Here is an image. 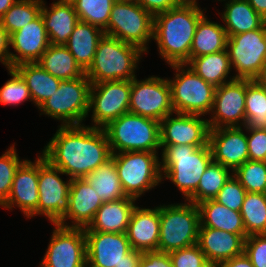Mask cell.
<instances>
[{"label": "cell", "instance_id": "6da1fadb", "mask_svg": "<svg viewBox=\"0 0 266 267\" xmlns=\"http://www.w3.org/2000/svg\"><path fill=\"white\" fill-rule=\"evenodd\" d=\"M57 127L40 154L66 177L85 178L111 158L108 137L103 128L85 124Z\"/></svg>", "mask_w": 266, "mask_h": 267}, {"label": "cell", "instance_id": "7a4b0ae2", "mask_svg": "<svg viewBox=\"0 0 266 267\" xmlns=\"http://www.w3.org/2000/svg\"><path fill=\"white\" fill-rule=\"evenodd\" d=\"M198 5L179 4L154 16L153 41L168 65L186 64L199 20L205 15Z\"/></svg>", "mask_w": 266, "mask_h": 267}, {"label": "cell", "instance_id": "3957f363", "mask_svg": "<svg viewBox=\"0 0 266 267\" xmlns=\"http://www.w3.org/2000/svg\"><path fill=\"white\" fill-rule=\"evenodd\" d=\"M160 153L162 183L170 180L187 201L197 190L203 173L213 161L209 144L169 145Z\"/></svg>", "mask_w": 266, "mask_h": 267}, {"label": "cell", "instance_id": "277c9868", "mask_svg": "<svg viewBox=\"0 0 266 267\" xmlns=\"http://www.w3.org/2000/svg\"><path fill=\"white\" fill-rule=\"evenodd\" d=\"M143 52L137 46L104 35L91 66L85 71L91 84L105 81L132 80L137 76Z\"/></svg>", "mask_w": 266, "mask_h": 267}, {"label": "cell", "instance_id": "5b68a950", "mask_svg": "<svg viewBox=\"0 0 266 267\" xmlns=\"http://www.w3.org/2000/svg\"><path fill=\"white\" fill-rule=\"evenodd\" d=\"M112 154L122 152H159L160 122L133 113H125L105 128Z\"/></svg>", "mask_w": 266, "mask_h": 267}, {"label": "cell", "instance_id": "8992f818", "mask_svg": "<svg viewBox=\"0 0 266 267\" xmlns=\"http://www.w3.org/2000/svg\"><path fill=\"white\" fill-rule=\"evenodd\" d=\"M199 226L200 211L193 202L160 204L158 251L170 253L196 245Z\"/></svg>", "mask_w": 266, "mask_h": 267}, {"label": "cell", "instance_id": "52a82bcc", "mask_svg": "<svg viewBox=\"0 0 266 267\" xmlns=\"http://www.w3.org/2000/svg\"><path fill=\"white\" fill-rule=\"evenodd\" d=\"M159 152L112 154L117 174L127 197L138 200L162 183Z\"/></svg>", "mask_w": 266, "mask_h": 267}, {"label": "cell", "instance_id": "ba28073f", "mask_svg": "<svg viewBox=\"0 0 266 267\" xmlns=\"http://www.w3.org/2000/svg\"><path fill=\"white\" fill-rule=\"evenodd\" d=\"M169 66L175 72L174 78H167L174 112L205 117L209 115L216 87L202 79L187 64Z\"/></svg>", "mask_w": 266, "mask_h": 267}, {"label": "cell", "instance_id": "9c48e42d", "mask_svg": "<svg viewBox=\"0 0 266 267\" xmlns=\"http://www.w3.org/2000/svg\"><path fill=\"white\" fill-rule=\"evenodd\" d=\"M90 86L86 74L71 80H60L56 92L38 107L40 115L58 120L61 126L84 125L89 112Z\"/></svg>", "mask_w": 266, "mask_h": 267}, {"label": "cell", "instance_id": "30bf717a", "mask_svg": "<svg viewBox=\"0 0 266 267\" xmlns=\"http://www.w3.org/2000/svg\"><path fill=\"white\" fill-rule=\"evenodd\" d=\"M154 17L137 2L113 3L105 35L137 46L149 53V43L153 40Z\"/></svg>", "mask_w": 266, "mask_h": 267}, {"label": "cell", "instance_id": "8fae6325", "mask_svg": "<svg viewBox=\"0 0 266 267\" xmlns=\"http://www.w3.org/2000/svg\"><path fill=\"white\" fill-rule=\"evenodd\" d=\"M235 78L254 80L265 65L266 22L256 30L227 39L226 47Z\"/></svg>", "mask_w": 266, "mask_h": 267}, {"label": "cell", "instance_id": "7c38bea8", "mask_svg": "<svg viewBox=\"0 0 266 267\" xmlns=\"http://www.w3.org/2000/svg\"><path fill=\"white\" fill-rule=\"evenodd\" d=\"M131 80L105 81L91 84L89 113L91 127L105 128L111 121L129 112ZM91 111V112H90Z\"/></svg>", "mask_w": 266, "mask_h": 267}, {"label": "cell", "instance_id": "4fadbf2b", "mask_svg": "<svg viewBox=\"0 0 266 267\" xmlns=\"http://www.w3.org/2000/svg\"><path fill=\"white\" fill-rule=\"evenodd\" d=\"M65 175L59 168L52 166L39 153L37 216H45L51 224H57L69 210V190L71 180H63Z\"/></svg>", "mask_w": 266, "mask_h": 267}, {"label": "cell", "instance_id": "5bb4252c", "mask_svg": "<svg viewBox=\"0 0 266 267\" xmlns=\"http://www.w3.org/2000/svg\"><path fill=\"white\" fill-rule=\"evenodd\" d=\"M129 112L161 121L175 113L171 101V89L167 78L148 76L131 80Z\"/></svg>", "mask_w": 266, "mask_h": 267}, {"label": "cell", "instance_id": "9a60e30c", "mask_svg": "<svg viewBox=\"0 0 266 267\" xmlns=\"http://www.w3.org/2000/svg\"><path fill=\"white\" fill-rule=\"evenodd\" d=\"M54 225L40 267H87L84 228Z\"/></svg>", "mask_w": 266, "mask_h": 267}, {"label": "cell", "instance_id": "2e32d148", "mask_svg": "<svg viewBox=\"0 0 266 267\" xmlns=\"http://www.w3.org/2000/svg\"><path fill=\"white\" fill-rule=\"evenodd\" d=\"M245 94L246 79L235 78L216 87L207 119L210 129L245 126Z\"/></svg>", "mask_w": 266, "mask_h": 267}, {"label": "cell", "instance_id": "e0dca14e", "mask_svg": "<svg viewBox=\"0 0 266 267\" xmlns=\"http://www.w3.org/2000/svg\"><path fill=\"white\" fill-rule=\"evenodd\" d=\"M207 119L176 112L167 115L160 121L161 151L169 145H208L210 127Z\"/></svg>", "mask_w": 266, "mask_h": 267}, {"label": "cell", "instance_id": "ac0fdd59", "mask_svg": "<svg viewBox=\"0 0 266 267\" xmlns=\"http://www.w3.org/2000/svg\"><path fill=\"white\" fill-rule=\"evenodd\" d=\"M39 155L34 161L26 159L16 170L8 199L1 205L4 209L19 208L24 217L37 215L39 200Z\"/></svg>", "mask_w": 266, "mask_h": 267}, {"label": "cell", "instance_id": "d6986e66", "mask_svg": "<svg viewBox=\"0 0 266 267\" xmlns=\"http://www.w3.org/2000/svg\"><path fill=\"white\" fill-rule=\"evenodd\" d=\"M208 144L213 162L223 165L232 172L248 160L245 126L210 129Z\"/></svg>", "mask_w": 266, "mask_h": 267}, {"label": "cell", "instance_id": "ffe728a7", "mask_svg": "<svg viewBox=\"0 0 266 267\" xmlns=\"http://www.w3.org/2000/svg\"><path fill=\"white\" fill-rule=\"evenodd\" d=\"M84 232L87 267H117L131 250L126 233Z\"/></svg>", "mask_w": 266, "mask_h": 267}, {"label": "cell", "instance_id": "44dd1931", "mask_svg": "<svg viewBox=\"0 0 266 267\" xmlns=\"http://www.w3.org/2000/svg\"><path fill=\"white\" fill-rule=\"evenodd\" d=\"M49 45L50 42L40 14L36 19L10 35V46L14 51H10L11 68L21 63L37 62Z\"/></svg>", "mask_w": 266, "mask_h": 267}, {"label": "cell", "instance_id": "7402d4cb", "mask_svg": "<svg viewBox=\"0 0 266 267\" xmlns=\"http://www.w3.org/2000/svg\"><path fill=\"white\" fill-rule=\"evenodd\" d=\"M102 204L103 201L95 189L84 178H74L71 180L69 190V210L57 224L86 228L93 221Z\"/></svg>", "mask_w": 266, "mask_h": 267}, {"label": "cell", "instance_id": "603a6c76", "mask_svg": "<svg viewBox=\"0 0 266 267\" xmlns=\"http://www.w3.org/2000/svg\"><path fill=\"white\" fill-rule=\"evenodd\" d=\"M160 230V205L154 208L135 206L126 236L131 249L140 252L158 251Z\"/></svg>", "mask_w": 266, "mask_h": 267}, {"label": "cell", "instance_id": "cb8c5ba5", "mask_svg": "<svg viewBox=\"0 0 266 267\" xmlns=\"http://www.w3.org/2000/svg\"><path fill=\"white\" fill-rule=\"evenodd\" d=\"M197 245L207 261L220 264L244 253L245 238L211 227H199Z\"/></svg>", "mask_w": 266, "mask_h": 267}, {"label": "cell", "instance_id": "d4e9b609", "mask_svg": "<svg viewBox=\"0 0 266 267\" xmlns=\"http://www.w3.org/2000/svg\"><path fill=\"white\" fill-rule=\"evenodd\" d=\"M41 16L51 45H65L79 22L72 2L54 1L50 7L42 0Z\"/></svg>", "mask_w": 266, "mask_h": 267}, {"label": "cell", "instance_id": "484cf974", "mask_svg": "<svg viewBox=\"0 0 266 267\" xmlns=\"http://www.w3.org/2000/svg\"><path fill=\"white\" fill-rule=\"evenodd\" d=\"M136 199L127 197L111 202H103L93 221L84 231L126 233Z\"/></svg>", "mask_w": 266, "mask_h": 267}, {"label": "cell", "instance_id": "4316f807", "mask_svg": "<svg viewBox=\"0 0 266 267\" xmlns=\"http://www.w3.org/2000/svg\"><path fill=\"white\" fill-rule=\"evenodd\" d=\"M218 1H225L224 11L221 14L218 11L217 14L221 17L228 37L259 29L266 22L249 4L248 0Z\"/></svg>", "mask_w": 266, "mask_h": 267}, {"label": "cell", "instance_id": "83f0119b", "mask_svg": "<svg viewBox=\"0 0 266 267\" xmlns=\"http://www.w3.org/2000/svg\"><path fill=\"white\" fill-rule=\"evenodd\" d=\"M104 35L101 28L79 21L64 46L74 56L81 68L86 71L91 66L98 43Z\"/></svg>", "mask_w": 266, "mask_h": 267}, {"label": "cell", "instance_id": "f1b7e54d", "mask_svg": "<svg viewBox=\"0 0 266 267\" xmlns=\"http://www.w3.org/2000/svg\"><path fill=\"white\" fill-rule=\"evenodd\" d=\"M200 211V226L224 230L247 237L240 211H235L219 204L214 199L197 204Z\"/></svg>", "mask_w": 266, "mask_h": 267}, {"label": "cell", "instance_id": "f546056e", "mask_svg": "<svg viewBox=\"0 0 266 267\" xmlns=\"http://www.w3.org/2000/svg\"><path fill=\"white\" fill-rule=\"evenodd\" d=\"M186 64L202 79L215 87L235 79L230 75L232 67L227 49L199 57H190Z\"/></svg>", "mask_w": 266, "mask_h": 267}, {"label": "cell", "instance_id": "4dcf8cb0", "mask_svg": "<svg viewBox=\"0 0 266 267\" xmlns=\"http://www.w3.org/2000/svg\"><path fill=\"white\" fill-rule=\"evenodd\" d=\"M227 33L223 24L208 19L205 14L198 22L192 45L190 57H199L206 54L226 50Z\"/></svg>", "mask_w": 266, "mask_h": 267}, {"label": "cell", "instance_id": "1f68e13d", "mask_svg": "<svg viewBox=\"0 0 266 267\" xmlns=\"http://www.w3.org/2000/svg\"><path fill=\"white\" fill-rule=\"evenodd\" d=\"M13 68L26 82L32 103L37 108L58 89L60 80L45 71L37 62L21 63Z\"/></svg>", "mask_w": 266, "mask_h": 267}, {"label": "cell", "instance_id": "d6a6232c", "mask_svg": "<svg viewBox=\"0 0 266 267\" xmlns=\"http://www.w3.org/2000/svg\"><path fill=\"white\" fill-rule=\"evenodd\" d=\"M37 63L59 80H71L86 73L64 45H49Z\"/></svg>", "mask_w": 266, "mask_h": 267}, {"label": "cell", "instance_id": "836d02e7", "mask_svg": "<svg viewBox=\"0 0 266 267\" xmlns=\"http://www.w3.org/2000/svg\"><path fill=\"white\" fill-rule=\"evenodd\" d=\"M84 179L95 189V192L103 202L127 198L112 157L89 173Z\"/></svg>", "mask_w": 266, "mask_h": 267}, {"label": "cell", "instance_id": "e575fe53", "mask_svg": "<svg viewBox=\"0 0 266 267\" xmlns=\"http://www.w3.org/2000/svg\"><path fill=\"white\" fill-rule=\"evenodd\" d=\"M245 127L266 130V88L246 79Z\"/></svg>", "mask_w": 266, "mask_h": 267}, {"label": "cell", "instance_id": "d590c367", "mask_svg": "<svg viewBox=\"0 0 266 267\" xmlns=\"http://www.w3.org/2000/svg\"><path fill=\"white\" fill-rule=\"evenodd\" d=\"M240 213L247 236L266 234V193L247 192Z\"/></svg>", "mask_w": 266, "mask_h": 267}, {"label": "cell", "instance_id": "8d00e7d4", "mask_svg": "<svg viewBox=\"0 0 266 267\" xmlns=\"http://www.w3.org/2000/svg\"><path fill=\"white\" fill-rule=\"evenodd\" d=\"M232 174L230 169L212 161L203 173L197 190L187 201L197 205L204 200L214 199Z\"/></svg>", "mask_w": 266, "mask_h": 267}, {"label": "cell", "instance_id": "74e56055", "mask_svg": "<svg viewBox=\"0 0 266 267\" xmlns=\"http://www.w3.org/2000/svg\"><path fill=\"white\" fill-rule=\"evenodd\" d=\"M42 0H17L0 18L9 35L18 31L41 14Z\"/></svg>", "mask_w": 266, "mask_h": 267}, {"label": "cell", "instance_id": "f35d334b", "mask_svg": "<svg viewBox=\"0 0 266 267\" xmlns=\"http://www.w3.org/2000/svg\"><path fill=\"white\" fill-rule=\"evenodd\" d=\"M115 0H73L72 4L79 21L95 25L104 30L109 23Z\"/></svg>", "mask_w": 266, "mask_h": 267}, {"label": "cell", "instance_id": "ab89813d", "mask_svg": "<svg viewBox=\"0 0 266 267\" xmlns=\"http://www.w3.org/2000/svg\"><path fill=\"white\" fill-rule=\"evenodd\" d=\"M233 175L249 193H266V163L247 160Z\"/></svg>", "mask_w": 266, "mask_h": 267}, {"label": "cell", "instance_id": "60d3db41", "mask_svg": "<svg viewBox=\"0 0 266 267\" xmlns=\"http://www.w3.org/2000/svg\"><path fill=\"white\" fill-rule=\"evenodd\" d=\"M7 71L11 78L0 88V104L17 107L25 101L32 102L29 88L21 75L14 68Z\"/></svg>", "mask_w": 266, "mask_h": 267}, {"label": "cell", "instance_id": "b9f144b4", "mask_svg": "<svg viewBox=\"0 0 266 267\" xmlns=\"http://www.w3.org/2000/svg\"><path fill=\"white\" fill-rule=\"evenodd\" d=\"M13 143L0 156V206L8 199L16 170L26 160L21 159Z\"/></svg>", "mask_w": 266, "mask_h": 267}, {"label": "cell", "instance_id": "7bdbcfd3", "mask_svg": "<svg viewBox=\"0 0 266 267\" xmlns=\"http://www.w3.org/2000/svg\"><path fill=\"white\" fill-rule=\"evenodd\" d=\"M246 193L247 191L232 174L214 200L229 209L240 211Z\"/></svg>", "mask_w": 266, "mask_h": 267}, {"label": "cell", "instance_id": "ee69618b", "mask_svg": "<svg viewBox=\"0 0 266 267\" xmlns=\"http://www.w3.org/2000/svg\"><path fill=\"white\" fill-rule=\"evenodd\" d=\"M173 267H201L207 262L205 254L196 244L169 253Z\"/></svg>", "mask_w": 266, "mask_h": 267}, {"label": "cell", "instance_id": "f6af8a7d", "mask_svg": "<svg viewBox=\"0 0 266 267\" xmlns=\"http://www.w3.org/2000/svg\"><path fill=\"white\" fill-rule=\"evenodd\" d=\"M244 253L254 267H266V234L247 236Z\"/></svg>", "mask_w": 266, "mask_h": 267}, {"label": "cell", "instance_id": "bcb514c9", "mask_svg": "<svg viewBox=\"0 0 266 267\" xmlns=\"http://www.w3.org/2000/svg\"><path fill=\"white\" fill-rule=\"evenodd\" d=\"M248 160L265 161L266 159V130L247 129Z\"/></svg>", "mask_w": 266, "mask_h": 267}, {"label": "cell", "instance_id": "7dc6e473", "mask_svg": "<svg viewBox=\"0 0 266 267\" xmlns=\"http://www.w3.org/2000/svg\"><path fill=\"white\" fill-rule=\"evenodd\" d=\"M139 267H173L169 253L160 251L143 252Z\"/></svg>", "mask_w": 266, "mask_h": 267}, {"label": "cell", "instance_id": "c3c4849f", "mask_svg": "<svg viewBox=\"0 0 266 267\" xmlns=\"http://www.w3.org/2000/svg\"><path fill=\"white\" fill-rule=\"evenodd\" d=\"M137 3L153 17L179 5L176 0H137Z\"/></svg>", "mask_w": 266, "mask_h": 267}, {"label": "cell", "instance_id": "681fc988", "mask_svg": "<svg viewBox=\"0 0 266 267\" xmlns=\"http://www.w3.org/2000/svg\"><path fill=\"white\" fill-rule=\"evenodd\" d=\"M10 51V35L0 22V63L6 69L11 68Z\"/></svg>", "mask_w": 266, "mask_h": 267}, {"label": "cell", "instance_id": "f907efd6", "mask_svg": "<svg viewBox=\"0 0 266 267\" xmlns=\"http://www.w3.org/2000/svg\"><path fill=\"white\" fill-rule=\"evenodd\" d=\"M218 267H254L245 253L218 264Z\"/></svg>", "mask_w": 266, "mask_h": 267}, {"label": "cell", "instance_id": "816d5d0a", "mask_svg": "<svg viewBox=\"0 0 266 267\" xmlns=\"http://www.w3.org/2000/svg\"><path fill=\"white\" fill-rule=\"evenodd\" d=\"M142 252L131 249L117 267H139Z\"/></svg>", "mask_w": 266, "mask_h": 267}, {"label": "cell", "instance_id": "f5cc1de1", "mask_svg": "<svg viewBox=\"0 0 266 267\" xmlns=\"http://www.w3.org/2000/svg\"><path fill=\"white\" fill-rule=\"evenodd\" d=\"M254 10L266 21V0H248Z\"/></svg>", "mask_w": 266, "mask_h": 267}, {"label": "cell", "instance_id": "db71d44e", "mask_svg": "<svg viewBox=\"0 0 266 267\" xmlns=\"http://www.w3.org/2000/svg\"><path fill=\"white\" fill-rule=\"evenodd\" d=\"M17 0H0V18Z\"/></svg>", "mask_w": 266, "mask_h": 267}, {"label": "cell", "instance_id": "11a10c76", "mask_svg": "<svg viewBox=\"0 0 266 267\" xmlns=\"http://www.w3.org/2000/svg\"><path fill=\"white\" fill-rule=\"evenodd\" d=\"M260 86L266 88V64L262 67L259 75L254 79Z\"/></svg>", "mask_w": 266, "mask_h": 267}, {"label": "cell", "instance_id": "9f6ffc18", "mask_svg": "<svg viewBox=\"0 0 266 267\" xmlns=\"http://www.w3.org/2000/svg\"><path fill=\"white\" fill-rule=\"evenodd\" d=\"M178 4H183V5H198L200 6V4L198 3L197 0H176Z\"/></svg>", "mask_w": 266, "mask_h": 267}, {"label": "cell", "instance_id": "6f0895ef", "mask_svg": "<svg viewBox=\"0 0 266 267\" xmlns=\"http://www.w3.org/2000/svg\"><path fill=\"white\" fill-rule=\"evenodd\" d=\"M201 267H218V264L217 263H214V262H210V261H207L204 265H202Z\"/></svg>", "mask_w": 266, "mask_h": 267}, {"label": "cell", "instance_id": "680465c9", "mask_svg": "<svg viewBox=\"0 0 266 267\" xmlns=\"http://www.w3.org/2000/svg\"><path fill=\"white\" fill-rule=\"evenodd\" d=\"M119 2H137V0H115Z\"/></svg>", "mask_w": 266, "mask_h": 267}, {"label": "cell", "instance_id": "91938a15", "mask_svg": "<svg viewBox=\"0 0 266 267\" xmlns=\"http://www.w3.org/2000/svg\"><path fill=\"white\" fill-rule=\"evenodd\" d=\"M57 1H66V2H72L73 0H57Z\"/></svg>", "mask_w": 266, "mask_h": 267}]
</instances>
